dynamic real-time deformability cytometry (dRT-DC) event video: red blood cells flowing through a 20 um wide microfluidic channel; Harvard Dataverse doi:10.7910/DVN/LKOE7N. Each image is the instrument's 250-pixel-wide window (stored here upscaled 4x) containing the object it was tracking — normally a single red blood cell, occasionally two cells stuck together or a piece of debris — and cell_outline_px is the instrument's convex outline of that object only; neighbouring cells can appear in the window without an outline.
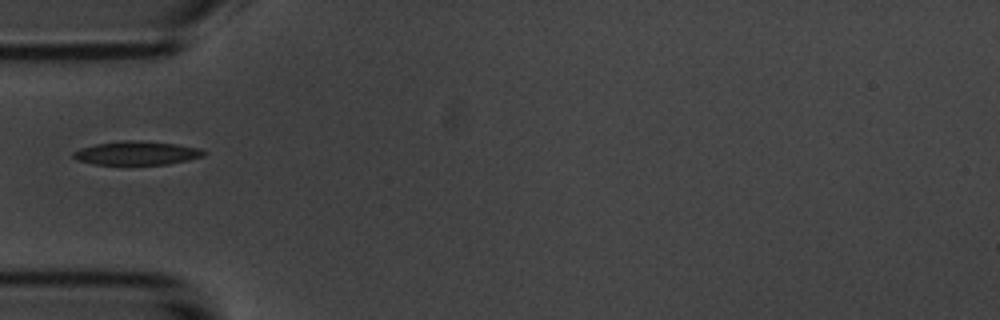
{"species": "common noctule bat (a hibernating species)", "species_latin": "Nyctalus noctula", "temperature_condition": "room temperature", "stored_images_in_passage": 4, "camera_frame_rate_fps": 3000, "um_per_image_px": 0.085, "animal": {"sex": "male", "body_mass_g": 20.1, "forearm_length_mm": 53.5}, "frame": {"image": 1, "passage_image": 1, "time_ms": 0.0, "image_size_px": [1000, 320], "cell_outline_px": [[208, 152], [204, 156], [188, 160], [168, 164], [92, 164], [76, 160], [72, 156], [72, 152], [80, 148], [96, 144], [124, 140], [132, 140], [176, 144], [200, 148]], "centroid_in_image_um": [11.62, 13.01], "position_along_channel_um": 73.4, "area_um2": 17.98}}
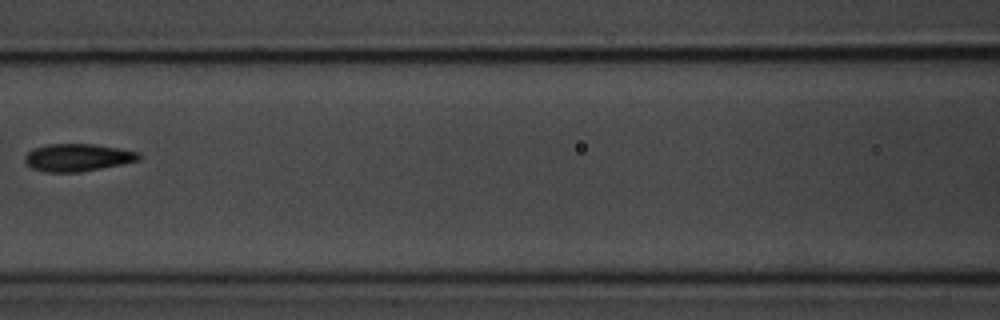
{"frame": {"image": 2, "passage_image": 3, "time_ms": 2.333, "image_size_px": [1000, 320], "cell_outline_px": [[140, 160], [124, 164], [80, 172], [44, 172], [32, 168], [24, 160], [24, 156], [32, 148], [48, 144], [92, 144], [120, 148], [140, 152]], "centroid_in_image_um": [6.61, 13.39], "position_along_channel_um": 160.0, "area_um2": 18.44}}
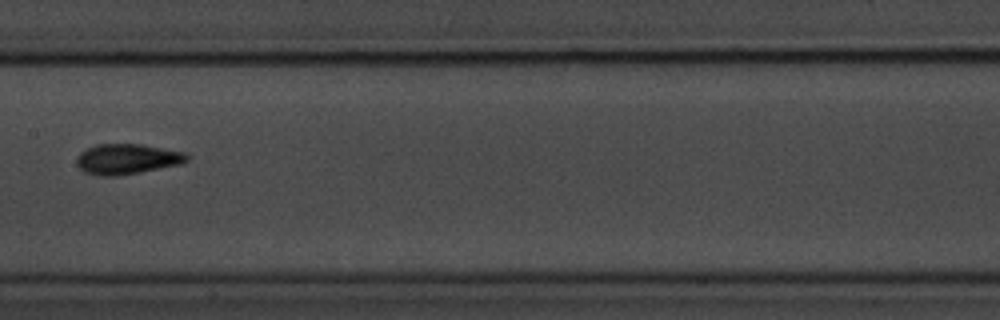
{"frame": {"image": 3, "passage_image": 4, "time_ms": 3.333, "image_size_px": [1000, 320], "cell_outline_px": [[188, 160], [180, 164], [140, 172], [116, 176], [96, 176], [84, 172], [76, 164], [76, 156], [80, 152], [96, 144], [140, 144], [184, 152], [188, 156]], "centroid_in_image_um": [10.75, 13.52], "position_along_channel_um": 196.7, "area_um2": 19.48}}